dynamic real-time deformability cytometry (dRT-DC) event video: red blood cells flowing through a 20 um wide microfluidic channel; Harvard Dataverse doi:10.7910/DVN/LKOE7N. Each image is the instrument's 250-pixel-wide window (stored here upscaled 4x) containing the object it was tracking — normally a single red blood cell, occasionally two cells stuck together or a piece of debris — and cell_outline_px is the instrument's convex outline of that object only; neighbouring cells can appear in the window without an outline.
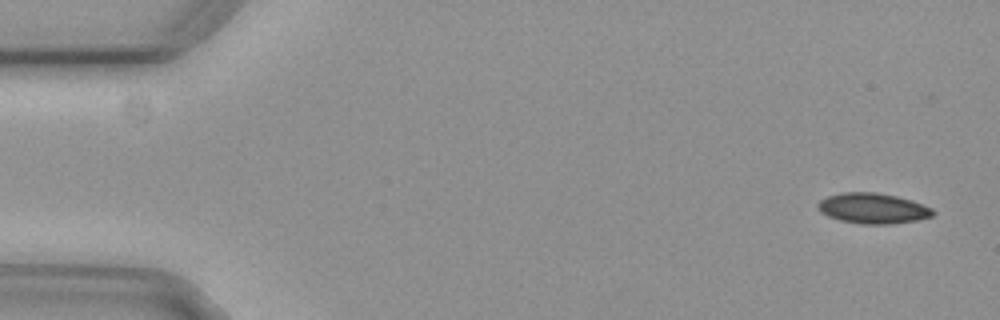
{"species": "common noctule bat (a hibernating species)", "species_latin": "Nyctalus noctula", "temperature_condition": "cold", "stored_images_in_passage": 5, "camera_frame_rate_fps": 3000, "um_per_image_px": 0.085, "animal": {"sex": "female", "body_mass_g": 29.2, "forearm_length_mm": 56.3}, "frame": {"image": 1, "passage_image": 1, "time_ms": 0.0, "image_size_px": [1000, 320], "cell_outline_px": [[936, 212], [932, 216], [916, 220], [892, 224], [864, 224], [840, 220], [828, 216], [820, 212], [816, 208], [816, 204], [820, 200], [828, 196], [840, 192], [876, 192], [896, 196], [912, 200], [932, 208]], "centroid_in_image_um": [74.17, 17.7], "position_along_channel_um": 10.8, "area_um2": 20.52}}
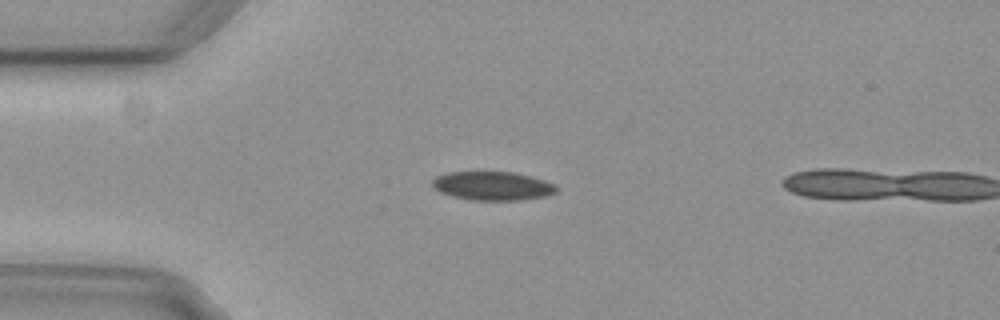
{"frame": {"image": 2, "passage_image": 4, "time_ms": 1.0, "image_size_px": [1000, 320], "cell_outline_px": [[556, 192], [544, 196], [520, 200], [472, 200], [452, 196], [440, 192], [432, 188], [432, 180], [436, 176], [448, 172], [512, 172], [532, 176], [556, 184]], "centroid_in_image_um": [41.84, 15.8], "position_along_channel_um": 43.2, "area_um2": 20.81}}